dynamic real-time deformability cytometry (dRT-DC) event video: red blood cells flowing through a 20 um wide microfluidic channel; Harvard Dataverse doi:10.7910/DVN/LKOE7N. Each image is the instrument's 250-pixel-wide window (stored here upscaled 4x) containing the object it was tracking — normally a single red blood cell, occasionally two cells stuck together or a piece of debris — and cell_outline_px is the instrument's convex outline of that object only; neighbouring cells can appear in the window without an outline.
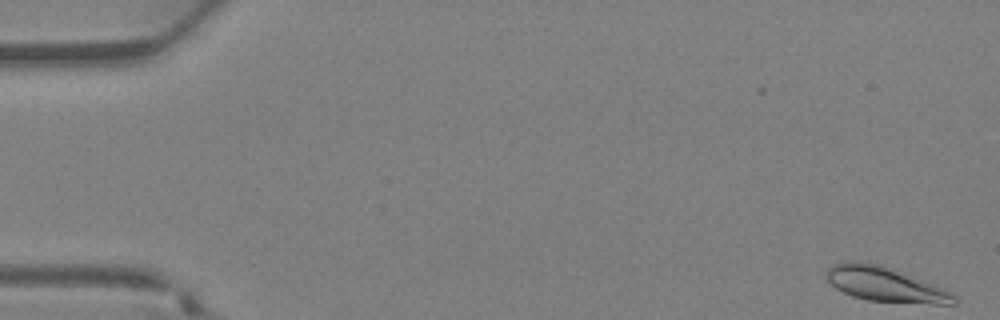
{"species": "Egyptian fruit bat (a non-hibernating species)", "species_latin": "Rousettus aegyptiacus", "temperature_condition": "warm", "stored_images_in_passage": 38, "camera_frame_rate_fps": 3000, "um_per_image_px": 0.085, "animal": {"sex": "female"}, "frame": {"image": 1, "passage_image": 1, "time_ms": 0.0, "image_size_px": [1000, 320], "cell_outline_px": [[956, 304], [932, 304], [868, 300], [852, 296], [836, 288], [824, 276], [824, 272], [832, 264], [848, 260], [852, 260], [880, 264], [944, 288], [956, 296]], "centroid_in_image_um": [75.2, 24.15], "position_along_channel_um": 9.8, "area_um2": 25.78}}
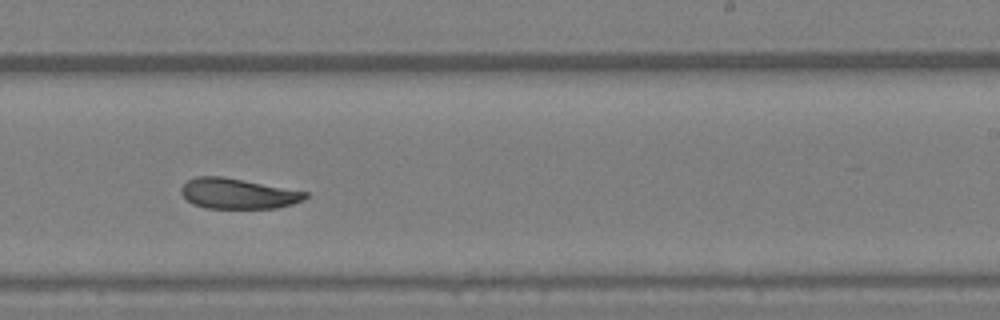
{"frame": {"image": 2, "passage_image": 23, "time_ms": 7.333, "image_size_px": [1000, 320], "cell_outline_px": [[308, 196], [304, 200], [292, 204], [276, 208], [204, 208], [192, 204], [180, 192], [180, 188], [188, 180], [196, 176], [220, 176], [308, 192]], "centroid_in_image_um": [20.2, 16.46], "position_along_channel_um": 268.8, "area_um2": 21.85}}
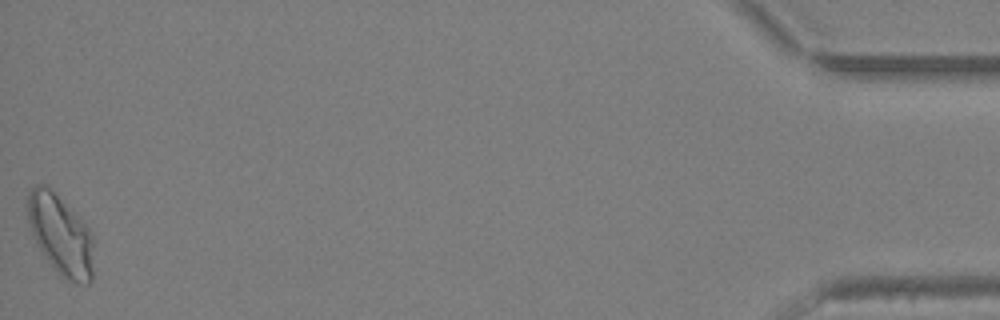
{"frame": {"image": 3, "passage_image": 37, "time_ms": 12.0, "image_size_px": [1000, 320], "cell_outline_px": [[92, 280], [88, 284], [80, 284], [68, 280], [60, 276], [44, 256], [32, 232], [28, 220], [28, 192], [36, 184], [44, 184], [80, 216], [92, 232]], "centroid_in_image_um": [5.17, 19.97], "position_along_channel_um": 430.0, "area_um2": 30.58}}